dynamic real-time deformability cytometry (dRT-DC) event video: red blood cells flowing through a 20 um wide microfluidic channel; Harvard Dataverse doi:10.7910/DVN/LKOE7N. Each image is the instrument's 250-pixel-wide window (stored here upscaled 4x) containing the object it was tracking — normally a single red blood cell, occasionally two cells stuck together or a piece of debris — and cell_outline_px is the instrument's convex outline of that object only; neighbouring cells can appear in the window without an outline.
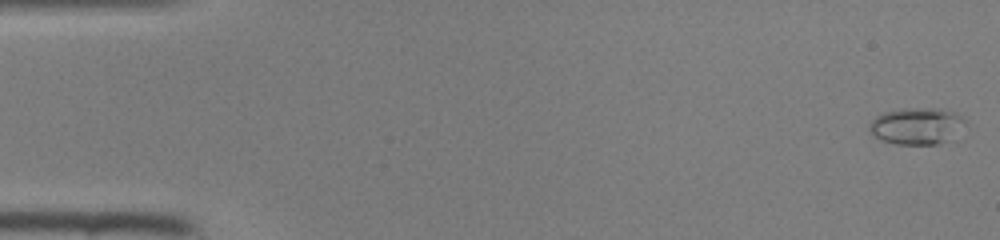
{"species": "common noctule bat (a hibernating species)", "species_latin": "Nyctalus noctula", "temperature_condition": "room temperature", "stored_images_in_passage": 46, "camera_frame_rate_fps": 3000, "um_per_image_px": 0.085, "animal": {"sex": "female", "body_mass_g": 22.0, "forearm_length_mm": 56.7}, "frame": {"image": 1, "passage_image": 1, "time_ms": 0.0, "image_size_px": [1000, 240], "cell_outline_px": [[968, 120], [944, 140], [936, 144], [896, 144], [880, 140], [872, 136], [868, 128], [868, 124], [876, 116], [884, 112], [900, 108], [940, 108], [956, 112]], "centroid_in_image_um": [77.82, 10.68], "position_along_channel_um": 7.2, "area_um2": 20.35}}
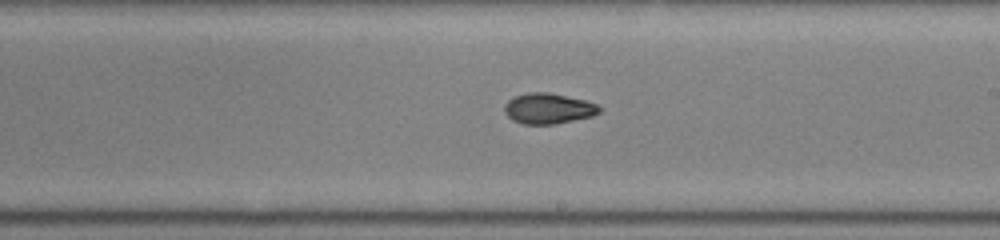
{"frame": {"image": 2, "passage_image": 27, "time_ms": 8.667, "image_size_px": [1000, 240], "cell_outline_px": [[604, 108], [600, 112], [592, 116], [556, 124], [524, 124], [512, 120], [504, 112], [504, 104], [512, 96], [528, 92], [548, 92], [584, 100], [596, 104]], "centroid_in_image_um": [46.59, 9.22], "position_along_channel_um": 242.4, "area_um2": 17.05}}
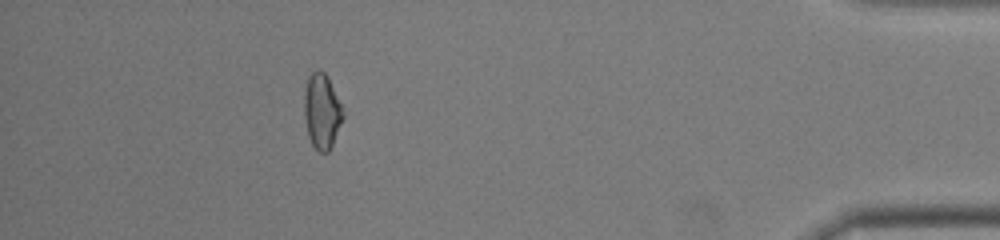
{"frame": {"image": 3, "passage_image": 42, "time_ms": 13.667, "image_size_px": [1000, 240], "cell_outline_px": [[344, 116], [332, 144], [328, 152], [320, 152], [312, 144], [308, 136], [304, 116], [304, 88], [308, 76], [316, 68], [324, 72], [328, 76], [340, 104]], "centroid_in_image_um": [27.33, 9.41], "position_along_channel_um": 407.9, "area_um2": 16.88}}